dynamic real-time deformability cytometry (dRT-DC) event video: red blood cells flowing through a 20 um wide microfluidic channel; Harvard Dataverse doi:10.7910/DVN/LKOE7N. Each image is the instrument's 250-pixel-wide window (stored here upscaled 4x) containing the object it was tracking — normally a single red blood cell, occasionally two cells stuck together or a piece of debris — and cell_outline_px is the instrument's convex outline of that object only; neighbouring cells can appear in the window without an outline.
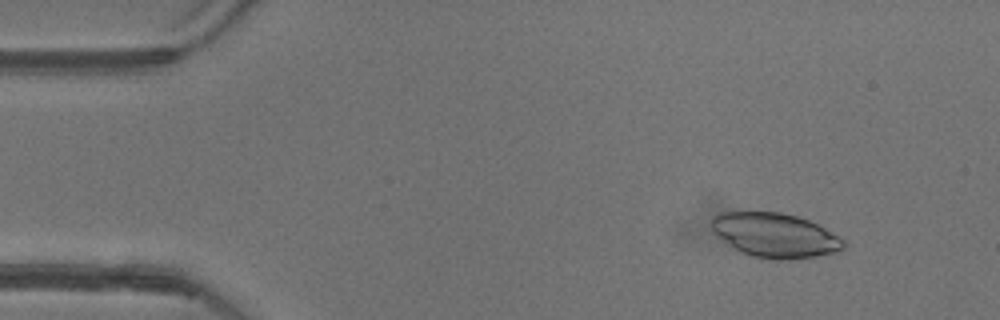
{"species": "common noctule bat (a hibernating species)", "species_latin": "Nyctalus noctula", "temperature_condition": "warm", "stored_images_in_passage": 38, "camera_frame_rate_fps": 3000, "um_per_image_px": 0.085, "animal": {"sex": "female"}, "frame": {"image": 1, "passage_image": 3, "time_ms": 0.667, "image_size_px": [1000, 320], "cell_outline_px": [[844, 248], [836, 252], [816, 256], [788, 260], [772, 260], [752, 256], [740, 252], [732, 248], [712, 232], [712, 216], [720, 212], [780, 212], [796, 216], [808, 220], [824, 228], [844, 240]], "centroid_in_image_um": [65.83, 20.01], "position_along_channel_um": 19.2, "area_um2": 34.22}}